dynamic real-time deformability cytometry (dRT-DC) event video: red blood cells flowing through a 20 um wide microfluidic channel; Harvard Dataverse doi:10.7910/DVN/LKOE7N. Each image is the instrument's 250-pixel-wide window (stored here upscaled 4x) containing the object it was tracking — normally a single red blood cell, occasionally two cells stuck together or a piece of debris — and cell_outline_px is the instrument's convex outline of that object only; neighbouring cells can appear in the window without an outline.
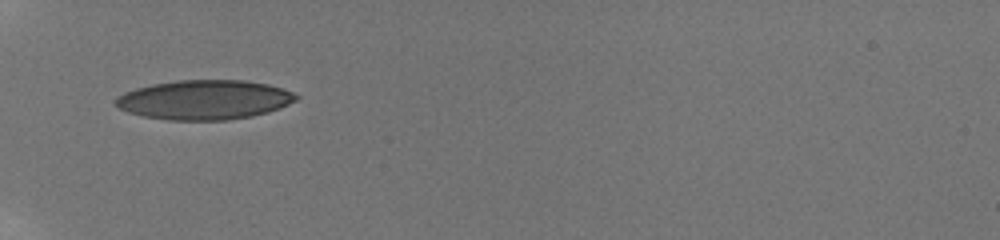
{"species": "human", "species_latin": "Homo sapiens", "temperature_condition": "room temperature", "stored_images_in_passage": 9, "camera_frame_rate_fps": 3000, "um_per_image_px": 0.085, "donor": {"sex": "male"}, "frame": {"image": 1, "passage_image": 1, "time_ms": 0.0, "image_size_px": [1000, 240], "cell_outline_px": [[300, 96], [296, 100], [280, 108], [268, 112], [228, 120], [168, 120], [144, 116], [128, 112], [120, 108], [116, 104], [116, 96], [124, 92], [136, 88], [152, 84], [180, 80], [244, 80], [268, 84], [292, 92]], "centroid_in_image_um": [17.37, 8.48], "position_along_channel_um": 67.6, "area_um2": 41.33}}
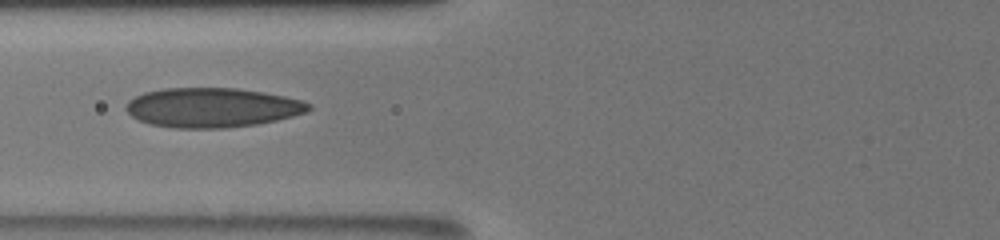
{"frame": {"image": 2, "passage_image": 8, "time_ms": 1.333, "image_size_px": [1000, 240], "cell_outline_px": [[312, 108], [308, 112], [276, 120], [256, 124], [224, 128], [176, 128], [148, 124], [132, 116], [124, 108], [124, 104], [128, 100], [144, 92], [164, 88], [236, 88], [264, 92], [304, 100], [312, 104]], "centroid_in_image_um": [18.04, 9.14], "position_along_channel_um": 107.8, "area_um2": 42.31}}